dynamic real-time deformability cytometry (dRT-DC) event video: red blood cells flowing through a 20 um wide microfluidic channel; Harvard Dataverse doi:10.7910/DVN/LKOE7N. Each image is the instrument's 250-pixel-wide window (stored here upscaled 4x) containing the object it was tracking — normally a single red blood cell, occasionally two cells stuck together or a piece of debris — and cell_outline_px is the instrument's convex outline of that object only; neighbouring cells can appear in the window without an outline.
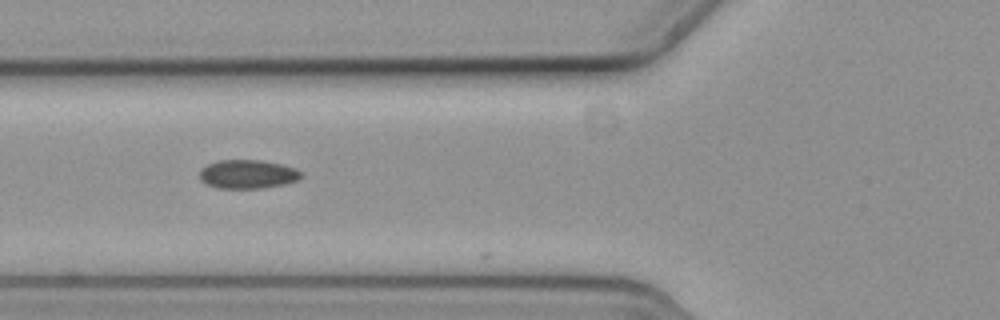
{"species": "common noctule bat (a hibernating species)", "species_latin": "Nyctalus noctula", "temperature_condition": "cold", "stored_images_in_passage": 4, "camera_frame_rate_fps": 3000, "um_per_image_px": 0.085, "animal": {"sex": "female", "body_mass_g": 19.3, "forearm_length_mm": 54.1}, "frame": {"image": 1, "passage_image": 2, "time_ms": 0.333, "image_size_px": [1000, 320], "cell_outline_px": [[300, 176], [296, 180], [284, 184], [260, 188], [216, 188], [200, 180], [200, 168], [216, 160], [260, 160], [284, 164], [296, 168], [300, 172]], "centroid_in_image_um": [21.02, 14.79], "position_along_channel_um": 104.8, "area_um2": 16.99}}